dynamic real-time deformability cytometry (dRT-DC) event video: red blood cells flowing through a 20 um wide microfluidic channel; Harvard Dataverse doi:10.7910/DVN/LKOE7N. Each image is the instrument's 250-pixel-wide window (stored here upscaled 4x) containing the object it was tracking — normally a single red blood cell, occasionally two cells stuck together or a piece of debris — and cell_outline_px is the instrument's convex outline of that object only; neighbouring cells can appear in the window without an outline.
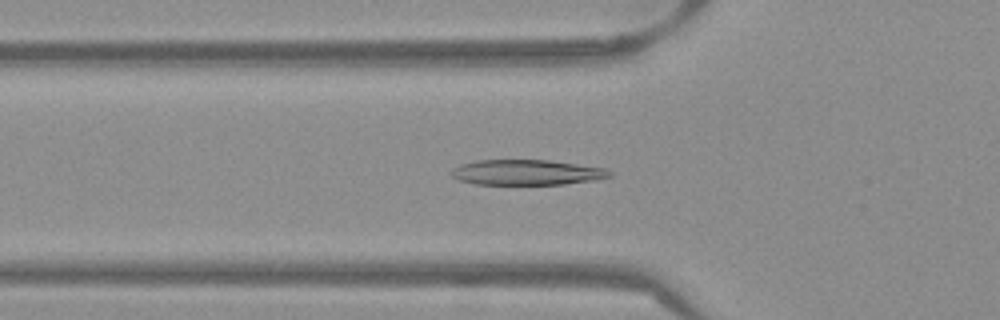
{"species": "Egyptian fruit bat (a non-hibernating species)", "species_latin": "Rousettus aegyptiacus", "temperature_condition": "warm", "stored_images_in_passage": 53, "camera_frame_rate_fps": 3000, "um_per_image_px": 0.085, "frame": {"image": 1, "passage_image": 18, "time_ms": 5.667, "image_size_px": [1000, 320], "cell_outline_px": [[612, 176], [596, 180], [564, 184], [476, 184], [460, 180], [452, 176], [448, 172], [452, 168], [460, 164], [476, 160], [552, 160], [608, 168], [612, 172]], "centroid_in_image_um": [44.8, 14.64], "position_along_channel_um": 81.0, "area_um2": 23.64}}
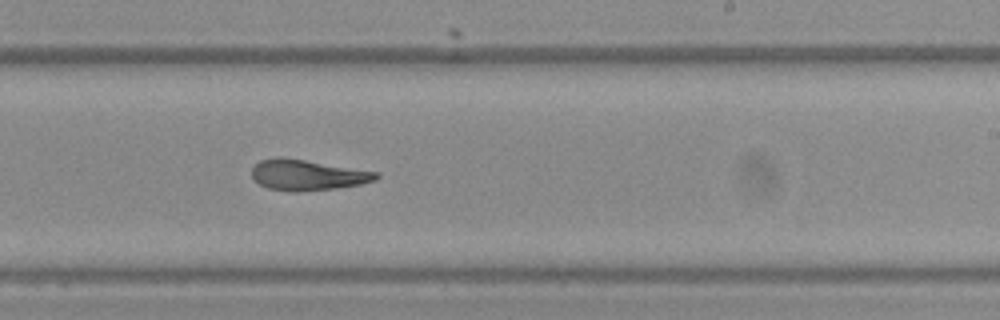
{"frame": {"image": 2, "passage_image": 32, "time_ms": 10.333, "image_size_px": [1000, 320], "cell_outline_px": [[380, 176], [376, 180], [360, 184], [336, 188], [296, 192], [292, 192], [268, 188], [260, 184], [252, 176], [252, 168], [260, 160], [276, 156], [280, 156], [380, 172]], "centroid_in_image_um": [26.14, 14.87], "position_along_channel_um": 262.9, "area_um2": 22.25}}
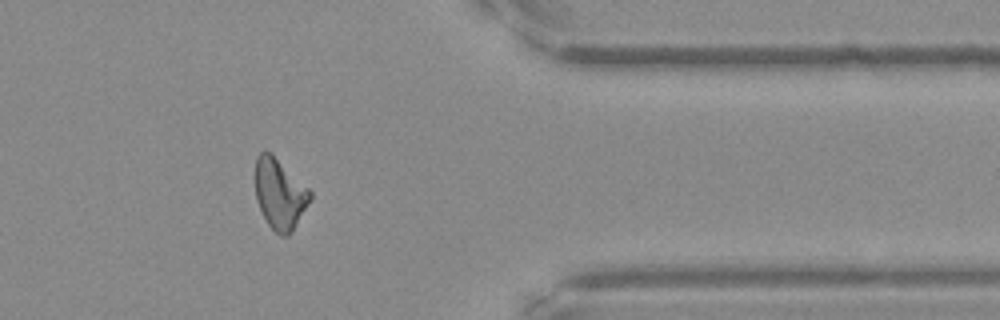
{"frame": {"image": 3, "passage_image": 43, "time_ms": 14.0, "image_size_px": [1000, 320], "cell_outline_px": [[312, 200], [292, 232], [288, 236], [280, 236], [268, 224], [256, 200], [256, 156], [260, 152], [272, 152], [312, 192]], "centroid_in_image_um": [23.8, 16.49], "position_along_channel_um": 387.6, "area_um2": 22.6}, "authors_computed_cell_mechanics": {"area_um2": 22.9466, "velocity_mm_per_s": 3.8775, "shape_relaxation_time_tau1_ms": null, "shape_relaxation_time_tau2_ms": 3.4972, "deformation_change_tau1": null, "deformation_change_tau2": 0.1246}}